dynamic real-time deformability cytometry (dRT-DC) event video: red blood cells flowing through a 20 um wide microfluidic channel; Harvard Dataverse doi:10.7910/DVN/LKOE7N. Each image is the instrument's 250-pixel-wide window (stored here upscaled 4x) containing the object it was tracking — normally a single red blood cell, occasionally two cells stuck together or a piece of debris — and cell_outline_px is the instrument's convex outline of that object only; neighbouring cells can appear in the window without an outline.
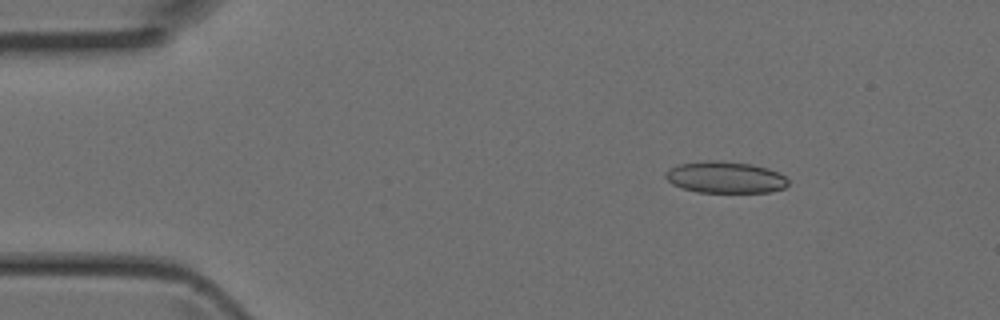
{"species": "Egyptian fruit bat (a non-hibernating species)", "species_latin": "Rousettus aegyptiacus", "temperature_condition": "room temperature", "stored_images_in_passage": 4, "camera_frame_rate_fps": 3000, "um_per_image_px": 0.085, "animal": {"sex": "female"}, "frame": {"image": 1, "passage_image": 1, "time_ms": 0.0, "image_size_px": [1000, 320], "cell_outline_px": [[788, 184], [784, 188], [772, 192], [696, 192], [672, 184], [664, 176], [664, 172], [668, 168], [680, 164], [708, 160], [716, 160], [752, 164], [768, 168], [780, 172], [788, 180]], "centroid_in_image_um": [61.65, 15.07], "position_along_channel_um": 23.3, "area_um2": 22.72}}
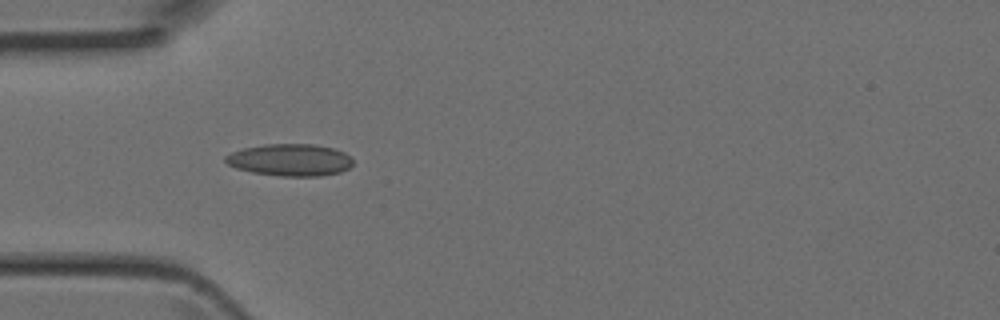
{"frame": {"image": 2, "passage_image": 3, "time_ms": 0.667, "image_size_px": [1000, 320], "cell_outline_px": [[352, 164], [348, 168], [340, 172], [320, 176], [280, 176], [252, 172], [236, 168], [228, 164], [224, 160], [224, 156], [232, 152], [244, 148], [264, 144], [316, 144], [332, 148], [344, 152], [352, 156]], "centroid_in_image_um": [24.66, 13.59], "position_along_channel_um": 60.3, "area_um2": 23.87}}
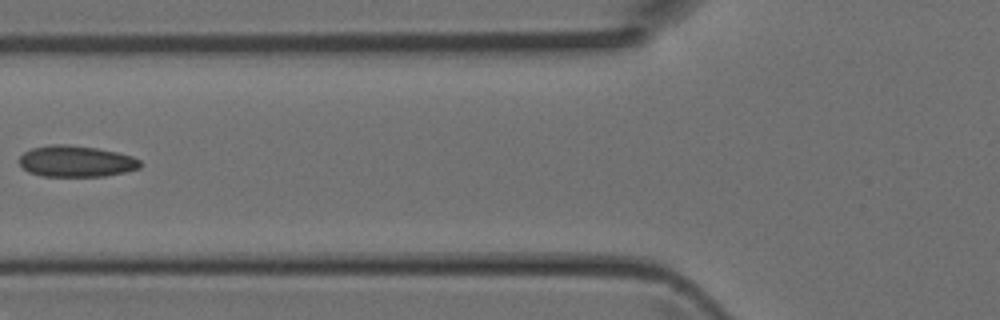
{"frame": {"image": 3, "passage_image": 4, "time_ms": 1.0, "image_size_px": [1000, 320], "cell_outline_px": [[144, 164], [140, 168], [124, 172], [104, 176], [40, 176], [28, 172], [20, 164], [20, 156], [24, 152], [32, 148], [48, 144], [64, 144], [96, 148], [116, 152], [132, 156], [140, 160]], "centroid_in_image_um": [6.48, 13.71], "position_along_channel_um": 119.3, "area_um2": 22.08}}